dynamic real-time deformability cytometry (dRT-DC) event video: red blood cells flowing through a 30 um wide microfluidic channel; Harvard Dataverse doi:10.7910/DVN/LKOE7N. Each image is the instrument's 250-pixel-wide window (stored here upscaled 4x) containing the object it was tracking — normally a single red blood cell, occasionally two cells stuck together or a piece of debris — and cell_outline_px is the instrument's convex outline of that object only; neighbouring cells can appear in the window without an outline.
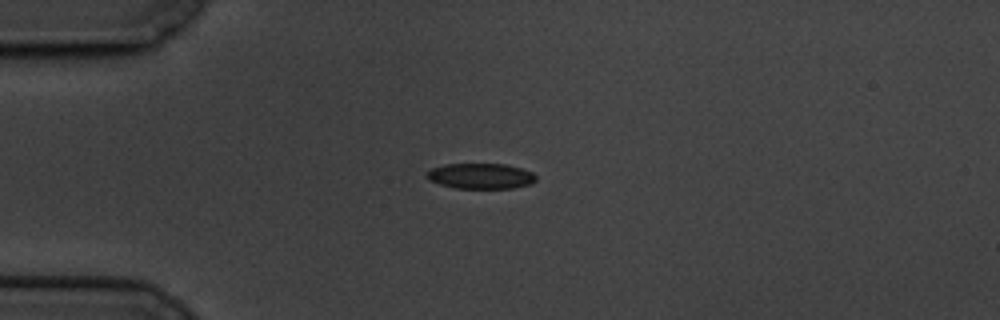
{"species": "common noctule bat (a hibernating species)", "species_latin": "Nyctalus noctula", "temperature_condition": "cold", "stored_images_in_passage": 46, "camera_frame_rate_fps": 3000, "um_per_image_px": 0.085, "animal": {"sex": "male", "body_mass_g": 19.5, "forearm_length_mm": 54.6}, "frame": {"image": 1, "passage_image": 1, "time_ms": 0.0, "image_size_px": [1000, 320], "cell_outline_px": [[536, 180], [532, 184], [512, 188], [456, 188], [440, 184], [428, 180], [424, 176], [432, 168], [444, 164], [504, 164], [520, 168], [532, 172], [536, 176]], "centroid_in_image_um": [40.85, 14.96], "position_along_channel_um": 44.2, "area_um2": 16.24}}
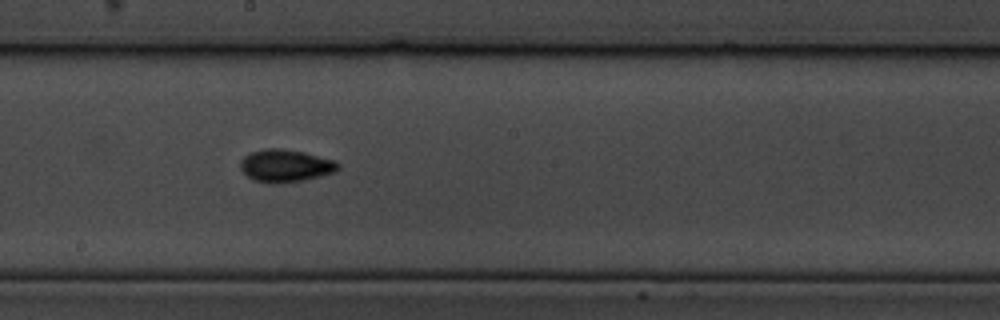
{"frame": {"image": 2, "passage_image": 19, "time_ms": 6.0, "image_size_px": [1000, 320], "cell_outline_px": [[340, 168], [336, 172], [320, 176], [300, 180], [272, 184], [252, 180], [240, 168], [240, 160], [244, 156], [252, 152], [264, 148], [280, 148], [304, 152], [332, 160], [340, 164]], "centroid_in_image_um": [24.24, 14.08], "position_along_channel_um": 224.0, "area_um2": 18.44}}
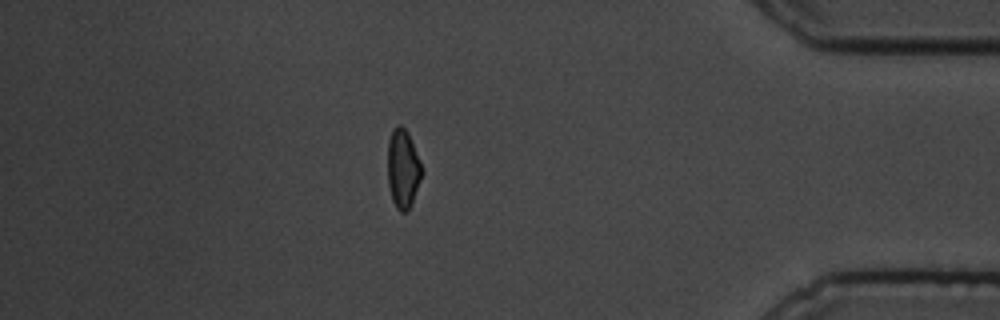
{"frame": {"image": 3, "passage_image": 38, "time_ms": 12.333, "image_size_px": [1000, 320], "cell_outline_px": [[424, 172], [412, 204], [404, 212], [400, 212], [396, 208], [392, 200], [388, 184], [388, 140], [392, 128], [396, 124], [400, 124], [408, 132], [420, 160]], "centroid_in_image_um": [34.26, 14.32], "position_along_channel_um": 400.9, "area_um2": 16.01}, "authors_computed_cell_mechanics": {"area_um2": 16.2707, "velocity_mm_per_s": 3.3599, "shape_relaxation_time_tau1_ms": 4.8825, "shape_relaxation_time_tau2_ms": 3.2799, "deformation_change_tau1": 0.138, "deformation_change_tau2": 0.07}}